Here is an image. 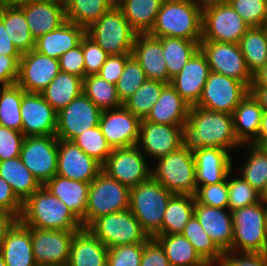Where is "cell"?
Here are the masks:
<instances>
[{
	"mask_svg": "<svg viewBox=\"0 0 267 266\" xmlns=\"http://www.w3.org/2000/svg\"><path fill=\"white\" fill-rule=\"evenodd\" d=\"M200 49L208 60L211 72L236 79L250 88L253 75L246 66L239 44L200 41Z\"/></svg>",
	"mask_w": 267,
	"mask_h": 266,
	"instance_id": "5bb4252c",
	"label": "cell"
},
{
	"mask_svg": "<svg viewBox=\"0 0 267 266\" xmlns=\"http://www.w3.org/2000/svg\"><path fill=\"white\" fill-rule=\"evenodd\" d=\"M0 177L11 186L22 203L42 186L20 157L0 161Z\"/></svg>",
	"mask_w": 267,
	"mask_h": 266,
	"instance_id": "d6a6232c",
	"label": "cell"
},
{
	"mask_svg": "<svg viewBox=\"0 0 267 266\" xmlns=\"http://www.w3.org/2000/svg\"><path fill=\"white\" fill-rule=\"evenodd\" d=\"M18 6L35 40L66 21L64 2L59 0H32Z\"/></svg>",
	"mask_w": 267,
	"mask_h": 266,
	"instance_id": "603a6c76",
	"label": "cell"
},
{
	"mask_svg": "<svg viewBox=\"0 0 267 266\" xmlns=\"http://www.w3.org/2000/svg\"><path fill=\"white\" fill-rule=\"evenodd\" d=\"M6 266H37L30 236V227L17 220L8 230L0 247Z\"/></svg>",
	"mask_w": 267,
	"mask_h": 266,
	"instance_id": "83f0119b",
	"label": "cell"
},
{
	"mask_svg": "<svg viewBox=\"0 0 267 266\" xmlns=\"http://www.w3.org/2000/svg\"><path fill=\"white\" fill-rule=\"evenodd\" d=\"M32 0H0V4L20 5Z\"/></svg>",
	"mask_w": 267,
	"mask_h": 266,
	"instance_id": "89a4df30",
	"label": "cell"
},
{
	"mask_svg": "<svg viewBox=\"0 0 267 266\" xmlns=\"http://www.w3.org/2000/svg\"><path fill=\"white\" fill-rule=\"evenodd\" d=\"M83 93V78L60 71L53 81L41 92L44 99L56 112Z\"/></svg>",
	"mask_w": 267,
	"mask_h": 266,
	"instance_id": "8d00e7d4",
	"label": "cell"
},
{
	"mask_svg": "<svg viewBox=\"0 0 267 266\" xmlns=\"http://www.w3.org/2000/svg\"><path fill=\"white\" fill-rule=\"evenodd\" d=\"M194 206V196L174 194L164 213L162 234H181L194 214Z\"/></svg>",
	"mask_w": 267,
	"mask_h": 266,
	"instance_id": "60d3db41",
	"label": "cell"
},
{
	"mask_svg": "<svg viewBox=\"0 0 267 266\" xmlns=\"http://www.w3.org/2000/svg\"><path fill=\"white\" fill-rule=\"evenodd\" d=\"M86 35V29L66 20L58 28L36 40L35 50L48 57L59 59L68 50L77 47Z\"/></svg>",
	"mask_w": 267,
	"mask_h": 266,
	"instance_id": "f1b7e54d",
	"label": "cell"
},
{
	"mask_svg": "<svg viewBox=\"0 0 267 266\" xmlns=\"http://www.w3.org/2000/svg\"><path fill=\"white\" fill-rule=\"evenodd\" d=\"M22 133L27 136H50L56 134L57 112L41 93L23 94L21 101Z\"/></svg>",
	"mask_w": 267,
	"mask_h": 266,
	"instance_id": "d6986e66",
	"label": "cell"
},
{
	"mask_svg": "<svg viewBox=\"0 0 267 266\" xmlns=\"http://www.w3.org/2000/svg\"><path fill=\"white\" fill-rule=\"evenodd\" d=\"M24 138L22 132L0 126V161L20 157Z\"/></svg>",
	"mask_w": 267,
	"mask_h": 266,
	"instance_id": "11a10c76",
	"label": "cell"
},
{
	"mask_svg": "<svg viewBox=\"0 0 267 266\" xmlns=\"http://www.w3.org/2000/svg\"><path fill=\"white\" fill-rule=\"evenodd\" d=\"M24 93L17 84L0 87V126L22 132L20 108Z\"/></svg>",
	"mask_w": 267,
	"mask_h": 266,
	"instance_id": "ee69618b",
	"label": "cell"
},
{
	"mask_svg": "<svg viewBox=\"0 0 267 266\" xmlns=\"http://www.w3.org/2000/svg\"><path fill=\"white\" fill-rule=\"evenodd\" d=\"M147 156L137 145L112 149L102 164V171L129 188L137 186L152 176Z\"/></svg>",
	"mask_w": 267,
	"mask_h": 266,
	"instance_id": "7c38bea8",
	"label": "cell"
},
{
	"mask_svg": "<svg viewBox=\"0 0 267 266\" xmlns=\"http://www.w3.org/2000/svg\"><path fill=\"white\" fill-rule=\"evenodd\" d=\"M83 55L85 76L98 74L109 56L108 53L87 35L83 37Z\"/></svg>",
	"mask_w": 267,
	"mask_h": 266,
	"instance_id": "db71d44e",
	"label": "cell"
},
{
	"mask_svg": "<svg viewBox=\"0 0 267 266\" xmlns=\"http://www.w3.org/2000/svg\"><path fill=\"white\" fill-rule=\"evenodd\" d=\"M73 141L88 156L93 157L101 164L106 161L112 151L99 125L81 133Z\"/></svg>",
	"mask_w": 267,
	"mask_h": 266,
	"instance_id": "c3c4849f",
	"label": "cell"
},
{
	"mask_svg": "<svg viewBox=\"0 0 267 266\" xmlns=\"http://www.w3.org/2000/svg\"><path fill=\"white\" fill-rule=\"evenodd\" d=\"M249 92L250 88L242 82L210 72L195 106L232 114Z\"/></svg>",
	"mask_w": 267,
	"mask_h": 266,
	"instance_id": "8fae6325",
	"label": "cell"
},
{
	"mask_svg": "<svg viewBox=\"0 0 267 266\" xmlns=\"http://www.w3.org/2000/svg\"><path fill=\"white\" fill-rule=\"evenodd\" d=\"M22 208L23 203L16 197L11 186L0 177V211L10 213L19 220Z\"/></svg>",
	"mask_w": 267,
	"mask_h": 266,
	"instance_id": "94428289",
	"label": "cell"
},
{
	"mask_svg": "<svg viewBox=\"0 0 267 266\" xmlns=\"http://www.w3.org/2000/svg\"><path fill=\"white\" fill-rule=\"evenodd\" d=\"M262 147L267 151V141L262 145Z\"/></svg>",
	"mask_w": 267,
	"mask_h": 266,
	"instance_id": "11e5206c",
	"label": "cell"
},
{
	"mask_svg": "<svg viewBox=\"0 0 267 266\" xmlns=\"http://www.w3.org/2000/svg\"><path fill=\"white\" fill-rule=\"evenodd\" d=\"M198 1L202 6H205V5H210L214 3H226V2H229L230 0H198Z\"/></svg>",
	"mask_w": 267,
	"mask_h": 266,
	"instance_id": "2644e50d",
	"label": "cell"
},
{
	"mask_svg": "<svg viewBox=\"0 0 267 266\" xmlns=\"http://www.w3.org/2000/svg\"><path fill=\"white\" fill-rule=\"evenodd\" d=\"M265 226H266V232H267V201H265Z\"/></svg>",
	"mask_w": 267,
	"mask_h": 266,
	"instance_id": "8c879c8a",
	"label": "cell"
},
{
	"mask_svg": "<svg viewBox=\"0 0 267 266\" xmlns=\"http://www.w3.org/2000/svg\"><path fill=\"white\" fill-rule=\"evenodd\" d=\"M141 119L124 106L101 112L99 126L112 149L137 145Z\"/></svg>",
	"mask_w": 267,
	"mask_h": 266,
	"instance_id": "ac0fdd59",
	"label": "cell"
},
{
	"mask_svg": "<svg viewBox=\"0 0 267 266\" xmlns=\"http://www.w3.org/2000/svg\"><path fill=\"white\" fill-rule=\"evenodd\" d=\"M17 220L18 219L14 215L0 211V247L5 240L8 230Z\"/></svg>",
	"mask_w": 267,
	"mask_h": 266,
	"instance_id": "e7e4bbea",
	"label": "cell"
},
{
	"mask_svg": "<svg viewBox=\"0 0 267 266\" xmlns=\"http://www.w3.org/2000/svg\"><path fill=\"white\" fill-rule=\"evenodd\" d=\"M202 5L198 0H163L151 36L173 37L200 42Z\"/></svg>",
	"mask_w": 267,
	"mask_h": 266,
	"instance_id": "7a4b0ae2",
	"label": "cell"
},
{
	"mask_svg": "<svg viewBox=\"0 0 267 266\" xmlns=\"http://www.w3.org/2000/svg\"><path fill=\"white\" fill-rule=\"evenodd\" d=\"M0 19L21 54L35 49L36 40L29 30L23 10L18 5L0 4Z\"/></svg>",
	"mask_w": 267,
	"mask_h": 266,
	"instance_id": "836d02e7",
	"label": "cell"
},
{
	"mask_svg": "<svg viewBox=\"0 0 267 266\" xmlns=\"http://www.w3.org/2000/svg\"><path fill=\"white\" fill-rule=\"evenodd\" d=\"M114 0H65L66 20L87 29L105 12L114 8Z\"/></svg>",
	"mask_w": 267,
	"mask_h": 266,
	"instance_id": "f35d334b",
	"label": "cell"
},
{
	"mask_svg": "<svg viewBox=\"0 0 267 266\" xmlns=\"http://www.w3.org/2000/svg\"><path fill=\"white\" fill-rule=\"evenodd\" d=\"M108 248L87 228L77 231L73 238L66 266H107Z\"/></svg>",
	"mask_w": 267,
	"mask_h": 266,
	"instance_id": "f546056e",
	"label": "cell"
},
{
	"mask_svg": "<svg viewBox=\"0 0 267 266\" xmlns=\"http://www.w3.org/2000/svg\"><path fill=\"white\" fill-rule=\"evenodd\" d=\"M87 229L108 249L145 243L150 238L129 209L98 217Z\"/></svg>",
	"mask_w": 267,
	"mask_h": 266,
	"instance_id": "ba28073f",
	"label": "cell"
},
{
	"mask_svg": "<svg viewBox=\"0 0 267 266\" xmlns=\"http://www.w3.org/2000/svg\"><path fill=\"white\" fill-rule=\"evenodd\" d=\"M267 141V111H263L258 137L251 143L256 146H262Z\"/></svg>",
	"mask_w": 267,
	"mask_h": 266,
	"instance_id": "003e7915",
	"label": "cell"
},
{
	"mask_svg": "<svg viewBox=\"0 0 267 266\" xmlns=\"http://www.w3.org/2000/svg\"><path fill=\"white\" fill-rule=\"evenodd\" d=\"M263 109L249 92L232 113L234 130L242 144H251L257 137Z\"/></svg>",
	"mask_w": 267,
	"mask_h": 266,
	"instance_id": "1f68e13d",
	"label": "cell"
},
{
	"mask_svg": "<svg viewBox=\"0 0 267 266\" xmlns=\"http://www.w3.org/2000/svg\"><path fill=\"white\" fill-rule=\"evenodd\" d=\"M19 220L38 229H83L82 223L69 208L43 185L23 203Z\"/></svg>",
	"mask_w": 267,
	"mask_h": 266,
	"instance_id": "3957f363",
	"label": "cell"
},
{
	"mask_svg": "<svg viewBox=\"0 0 267 266\" xmlns=\"http://www.w3.org/2000/svg\"><path fill=\"white\" fill-rule=\"evenodd\" d=\"M0 54L5 56H22L9 38L4 23L0 19Z\"/></svg>",
	"mask_w": 267,
	"mask_h": 266,
	"instance_id": "be15d7a7",
	"label": "cell"
},
{
	"mask_svg": "<svg viewBox=\"0 0 267 266\" xmlns=\"http://www.w3.org/2000/svg\"><path fill=\"white\" fill-rule=\"evenodd\" d=\"M159 39L162 42L168 76L172 79L200 48V42L173 37H162Z\"/></svg>",
	"mask_w": 267,
	"mask_h": 266,
	"instance_id": "b9f144b4",
	"label": "cell"
},
{
	"mask_svg": "<svg viewBox=\"0 0 267 266\" xmlns=\"http://www.w3.org/2000/svg\"><path fill=\"white\" fill-rule=\"evenodd\" d=\"M164 249L170 266H210L181 234H162L154 237Z\"/></svg>",
	"mask_w": 267,
	"mask_h": 266,
	"instance_id": "d590c367",
	"label": "cell"
},
{
	"mask_svg": "<svg viewBox=\"0 0 267 266\" xmlns=\"http://www.w3.org/2000/svg\"><path fill=\"white\" fill-rule=\"evenodd\" d=\"M234 170L233 168L228 174V209L231 212L262 201V195L243 177L229 178Z\"/></svg>",
	"mask_w": 267,
	"mask_h": 266,
	"instance_id": "7dc6e473",
	"label": "cell"
},
{
	"mask_svg": "<svg viewBox=\"0 0 267 266\" xmlns=\"http://www.w3.org/2000/svg\"><path fill=\"white\" fill-rule=\"evenodd\" d=\"M60 71L77 75L81 78L85 77V64L83 55V38L81 43L68 50L59 58Z\"/></svg>",
	"mask_w": 267,
	"mask_h": 266,
	"instance_id": "6f0895ef",
	"label": "cell"
},
{
	"mask_svg": "<svg viewBox=\"0 0 267 266\" xmlns=\"http://www.w3.org/2000/svg\"><path fill=\"white\" fill-rule=\"evenodd\" d=\"M194 198L202 205L228 209V175L218 184L198 186Z\"/></svg>",
	"mask_w": 267,
	"mask_h": 266,
	"instance_id": "816d5d0a",
	"label": "cell"
},
{
	"mask_svg": "<svg viewBox=\"0 0 267 266\" xmlns=\"http://www.w3.org/2000/svg\"><path fill=\"white\" fill-rule=\"evenodd\" d=\"M83 93L101 110L116 109L123 106L116 85L102 79L98 74L83 78Z\"/></svg>",
	"mask_w": 267,
	"mask_h": 266,
	"instance_id": "7bdbcfd3",
	"label": "cell"
},
{
	"mask_svg": "<svg viewBox=\"0 0 267 266\" xmlns=\"http://www.w3.org/2000/svg\"><path fill=\"white\" fill-rule=\"evenodd\" d=\"M181 235L187 238L199 255L210 266H215L223 256V252L203 230L194 214L184 227Z\"/></svg>",
	"mask_w": 267,
	"mask_h": 266,
	"instance_id": "f6af8a7d",
	"label": "cell"
},
{
	"mask_svg": "<svg viewBox=\"0 0 267 266\" xmlns=\"http://www.w3.org/2000/svg\"><path fill=\"white\" fill-rule=\"evenodd\" d=\"M238 44L252 75L267 63V26L249 27Z\"/></svg>",
	"mask_w": 267,
	"mask_h": 266,
	"instance_id": "74e56055",
	"label": "cell"
},
{
	"mask_svg": "<svg viewBox=\"0 0 267 266\" xmlns=\"http://www.w3.org/2000/svg\"><path fill=\"white\" fill-rule=\"evenodd\" d=\"M137 146L150 159H159L182 146L181 126L141 120Z\"/></svg>",
	"mask_w": 267,
	"mask_h": 266,
	"instance_id": "44dd1931",
	"label": "cell"
},
{
	"mask_svg": "<svg viewBox=\"0 0 267 266\" xmlns=\"http://www.w3.org/2000/svg\"><path fill=\"white\" fill-rule=\"evenodd\" d=\"M130 56L131 54L109 55L98 75L107 82L116 84Z\"/></svg>",
	"mask_w": 267,
	"mask_h": 266,
	"instance_id": "91938a15",
	"label": "cell"
},
{
	"mask_svg": "<svg viewBox=\"0 0 267 266\" xmlns=\"http://www.w3.org/2000/svg\"><path fill=\"white\" fill-rule=\"evenodd\" d=\"M193 153L196 164L197 187L224 181L234 168V156H231L232 153L222 148H201Z\"/></svg>",
	"mask_w": 267,
	"mask_h": 266,
	"instance_id": "d4e9b609",
	"label": "cell"
},
{
	"mask_svg": "<svg viewBox=\"0 0 267 266\" xmlns=\"http://www.w3.org/2000/svg\"><path fill=\"white\" fill-rule=\"evenodd\" d=\"M151 167L152 177L169 192L194 196L196 184V164L194 153L180 146L177 150L155 160Z\"/></svg>",
	"mask_w": 267,
	"mask_h": 266,
	"instance_id": "5b68a950",
	"label": "cell"
},
{
	"mask_svg": "<svg viewBox=\"0 0 267 266\" xmlns=\"http://www.w3.org/2000/svg\"><path fill=\"white\" fill-rule=\"evenodd\" d=\"M20 158L40 184L44 185L57 173L58 138L55 135L25 137Z\"/></svg>",
	"mask_w": 267,
	"mask_h": 266,
	"instance_id": "4fadbf2b",
	"label": "cell"
},
{
	"mask_svg": "<svg viewBox=\"0 0 267 266\" xmlns=\"http://www.w3.org/2000/svg\"><path fill=\"white\" fill-rule=\"evenodd\" d=\"M140 266H170L164 249L154 237L144 243Z\"/></svg>",
	"mask_w": 267,
	"mask_h": 266,
	"instance_id": "680465c9",
	"label": "cell"
},
{
	"mask_svg": "<svg viewBox=\"0 0 267 266\" xmlns=\"http://www.w3.org/2000/svg\"><path fill=\"white\" fill-rule=\"evenodd\" d=\"M249 26L226 3H214L202 7L201 41L229 42L238 44Z\"/></svg>",
	"mask_w": 267,
	"mask_h": 266,
	"instance_id": "30bf717a",
	"label": "cell"
},
{
	"mask_svg": "<svg viewBox=\"0 0 267 266\" xmlns=\"http://www.w3.org/2000/svg\"><path fill=\"white\" fill-rule=\"evenodd\" d=\"M229 4L249 27L267 26V0H230Z\"/></svg>",
	"mask_w": 267,
	"mask_h": 266,
	"instance_id": "f907efd6",
	"label": "cell"
},
{
	"mask_svg": "<svg viewBox=\"0 0 267 266\" xmlns=\"http://www.w3.org/2000/svg\"><path fill=\"white\" fill-rule=\"evenodd\" d=\"M162 2L163 0H119L116 6L139 34L151 31Z\"/></svg>",
	"mask_w": 267,
	"mask_h": 266,
	"instance_id": "e575fe53",
	"label": "cell"
},
{
	"mask_svg": "<svg viewBox=\"0 0 267 266\" xmlns=\"http://www.w3.org/2000/svg\"><path fill=\"white\" fill-rule=\"evenodd\" d=\"M79 230H52L30 227L32 250L37 266H66L72 238Z\"/></svg>",
	"mask_w": 267,
	"mask_h": 266,
	"instance_id": "9a60e30c",
	"label": "cell"
},
{
	"mask_svg": "<svg viewBox=\"0 0 267 266\" xmlns=\"http://www.w3.org/2000/svg\"><path fill=\"white\" fill-rule=\"evenodd\" d=\"M232 251L267 253L265 201L232 211Z\"/></svg>",
	"mask_w": 267,
	"mask_h": 266,
	"instance_id": "8992f818",
	"label": "cell"
},
{
	"mask_svg": "<svg viewBox=\"0 0 267 266\" xmlns=\"http://www.w3.org/2000/svg\"><path fill=\"white\" fill-rule=\"evenodd\" d=\"M130 188L101 171L90 183L85 228L95 219L129 209Z\"/></svg>",
	"mask_w": 267,
	"mask_h": 266,
	"instance_id": "9c48e42d",
	"label": "cell"
},
{
	"mask_svg": "<svg viewBox=\"0 0 267 266\" xmlns=\"http://www.w3.org/2000/svg\"><path fill=\"white\" fill-rule=\"evenodd\" d=\"M137 34L117 6L86 29V35L109 55L131 54Z\"/></svg>",
	"mask_w": 267,
	"mask_h": 266,
	"instance_id": "52a82bcc",
	"label": "cell"
},
{
	"mask_svg": "<svg viewBox=\"0 0 267 266\" xmlns=\"http://www.w3.org/2000/svg\"><path fill=\"white\" fill-rule=\"evenodd\" d=\"M101 110L82 93L57 112L55 136L73 141L86 130L99 125Z\"/></svg>",
	"mask_w": 267,
	"mask_h": 266,
	"instance_id": "2e32d148",
	"label": "cell"
},
{
	"mask_svg": "<svg viewBox=\"0 0 267 266\" xmlns=\"http://www.w3.org/2000/svg\"><path fill=\"white\" fill-rule=\"evenodd\" d=\"M215 266H267V253L224 252Z\"/></svg>",
	"mask_w": 267,
	"mask_h": 266,
	"instance_id": "9f6ffc18",
	"label": "cell"
},
{
	"mask_svg": "<svg viewBox=\"0 0 267 266\" xmlns=\"http://www.w3.org/2000/svg\"><path fill=\"white\" fill-rule=\"evenodd\" d=\"M262 200L267 201V188H266L264 194L262 195Z\"/></svg>",
	"mask_w": 267,
	"mask_h": 266,
	"instance_id": "753ad0ef",
	"label": "cell"
},
{
	"mask_svg": "<svg viewBox=\"0 0 267 266\" xmlns=\"http://www.w3.org/2000/svg\"><path fill=\"white\" fill-rule=\"evenodd\" d=\"M251 86H267V63L253 74Z\"/></svg>",
	"mask_w": 267,
	"mask_h": 266,
	"instance_id": "a7ac6f4b",
	"label": "cell"
},
{
	"mask_svg": "<svg viewBox=\"0 0 267 266\" xmlns=\"http://www.w3.org/2000/svg\"><path fill=\"white\" fill-rule=\"evenodd\" d=\"M210 72L208 60L199 48L181 71L171 79L170 84L190 106H195Z\"/></svg>",
	"mask_w": 267,
	"mask_h": 266,
	"instance_id": "7402d4cb",
	"label": "cell"
},
{
	"mask_svg": "<svg viewBox=\"0 0 267 266\" xmlns=\"http://www.w3.org/2000/svg\"><path fill=\"white\" fill-rule=\"evenodd\" d=\"M250 93L258 101L263 111H267V86H250Z\"/></svg>",
	"mask_w": 267,
	"mask_h": 266,
	"instance_id": "03108f58",
	"label": "cell"
},
{
	"mask_svg": "<svg viewBox=\"0 0 267 266\" xmlns=\"http://www.w3.org/2000/svg\"><path fill=\"white\" fill-rule=\"evenodd\" d=\"M247 146V160L236 170L243 179L248 182L261 195L267 188V151L262 146L243 144Z\"/></svg>",
	"mask_w": 267,
	"mask_h": 266,
	"instance_id": "ab89813d",
	"label": "cell"
},
{
	"mask_svg": "<svg viewBox=\"0 0 267 266\" xmlns=\"http://www.w3.org/2000/svg\"><path fill=\"white\" fill-rule=\"evenodd\" d=\"M131 55L141 65L147 80L170 83L166 62L163 56L162 42L149 33H139L135 37Z\"/></svg>",
	"mask_w": 267,
	"mask_h": 266,
	"instance_id": "484cf974",
	"label": "cell"
},
{
	"mask_svg": "<svg viewBox=\"0 0 267 266\" xmlns=\"http://www.w3.org/2000/svg\"><path fill=\"white\" fill-rule=\"evenodd\" d=\"M144 243L128 244L108 249L107 266H140Z\"/></svg>",
	"mask_w": 267,
	"mask_h": 266,
	"instance_id": "f5cc1de1",
	"label": "cell"
},
{
	"mask_svg": "<svg viewBox=\"0 0 267 266\" xmlns=\"http://www.w3.org/2000/svg\"><path fill=\"white\" fill-rule=\"evenodd\" d=\"M194 215L215 245L224 253L232 251L233 222L229 209L195 202Z\"/></svg>",
	"mask_w": 267,
	"mask_h": 266,
	"instance_id": "cb8c5ba5",
	"label": "cell"
},
{
	"mask_svg": "<svg viewBox=\"0 0 267 266\" xmlns=\"http://www.w3.org/2000/svg\"><path fill=\"white\" fill-rule=\"evenodd\" d=\"M167 84L158 80H146L123 106L141 120L145 119Z\"/></svg>",
	"mask_w": 267,
	"mask_h": 266,
	"instance_id": "bcb514c9",
	"label": "cell"
},
{
	"mask_svg": "<svg viewBox=\"0 0 267 266\" xmlns=\"http://www.w3.org/2000/svg\"><path fill=\"white\" fill-rule=\"evenodd\" d=\"M20 59L21 56H5L0 54V87L16 84Z\"/></svg>",
	"mask_w": 267,
	"mask_h": 266,
	"instance_id": "6125c7cd",
	"label": "cell"
},
{
	"mask_svg": "<svg viewBox=\"0 0 267 266\" xmlns=\"http://www.w3.org/2000/svg\"><path fill=\"white\" fill-rule=\"evenodd\" d=\"M173 195L152 176L130 188L129 210L150 238L162 235L164 213Z\"/></svg>",
	"mask_w": 267,
	"mask_h": 266,
	"instance_id": "277c9868",
	"label": "cell"
},
{
	"mask_svg": "<svg viewBox=\"0 0 267 266\" xmlns=\"http://www.w3.org/2000/svg\"><path fill=\"white\" fill-rule=\"evenodd\" d=\"M43 186L61 200L85 228L90 183L55 175Z\"/></svg>",
	"mask_w": 267,
	"mask_h": 266,
	"instance_id": "4316f807",
	"label": "cell"
},
{
	"mask_svg": "<svg viewBox=\"0 0 267 266\" xmlns=\"http://www.w3.org/2000/svg\"><path fill=\"white\" fill-rule=\"evenodd\" d=\"M182 146L194 152L201 148L231 150L243 146L237 139L232 114L191 106L181 126Z\"/></svg>",
	"mask_w": 267,
	"mask_h": 266,
	"instance_id": "6da1fadb",
	"label": "cell"
},
{
	"mask_svg": "<svg viewBox=\"0 0 267 266\" xmlns=\"http://www.w3.org/2000/svg\"><path fill=\"white\" fill-rule=\"evenodd\" d=\"M59 72V59L48 57L33 49L21 56L16 84L25 92L41 93Z\"/></svg>",
	"mask_w": 267,
	"mask_h": 266,
	"instance_id": "e0dca14e",
	"label": "cell"
},
{
	"mask_svg": "<svg viewBox=\"0 0 267 266\" xmlns=\"http://www.w3.org/2000/svg\"><path fill=\"white\" fill-rule=\"evenodd\" d=\"M146 80L144 70L131 55L126 61L123 73L115 84L121 102L124 103Z\"/></svg>",
	"mask_w": 267,
	"mask_h": 266,
	"instance_id": "681fc988",
	"label": "cell"
},
{
	"mask_svg": "<svg viewBox=\"0 0 267 266\" xmlns=\"http://www.w3.org/2000/svg\"><path fill=\"white\" fill-rule=\"evenodd\" d=\"M0 266H6V264L3 261V258L1 256V254H0Z\"/></svg>",
	"mask_w": 267,
	"mask_h": 266,
	"instance_id": "34e18365",
	"label": "cell"
},
{
	"mask_svg": "<svg viewBox=\"0 0 267 266\" xmlns=\"http://www.w3.org/2000/svg\"><path fill=\"white\" fill-rule=\"evenodd\" d=\"M101 171L102 164L88 156L74 141L58 139L56 175L91 183Z\"/></svg>",
	"mask_w": 267,
	"mask_h": 266,
	"instance_id": "ffe728a7",
	"label": "cell"
},
{
	"mask_svg": "<svg viewBox=\"0 0 267 266\" xmlns=\"http://www.w3.org/2000/svg\"><path fill=\"white\" fill-rule=\"evenodd\" d=\"M190 105L176 92V89L167 84L145 118L158 124L179 125L188 119Z\"/></svg>",
	"mask_w": 267,
	"mask_h": 266,
	"instance_id": "4dcf8cb0",
	"label": "cell"
}]
</instances>
